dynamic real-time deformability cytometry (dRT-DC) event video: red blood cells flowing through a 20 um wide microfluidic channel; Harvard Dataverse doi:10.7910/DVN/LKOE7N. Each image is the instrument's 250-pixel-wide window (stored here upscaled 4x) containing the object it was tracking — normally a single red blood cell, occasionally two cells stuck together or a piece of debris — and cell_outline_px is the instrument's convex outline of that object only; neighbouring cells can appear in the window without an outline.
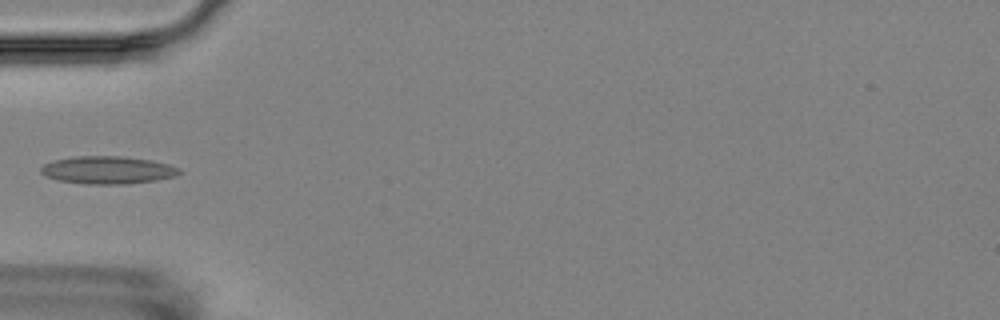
{"species": "Egyptian fruit bat (a non-hibernating species)", "species_latin": "Rousettus aegyptiacus", "temperature_condition": "room temperature", "stored_images_in_passage": 2, "camera_frame_rate_fps": 3000, "um_per_image_px": 0.085, "animal": {"sex": "female"}, "frame": {"image": 1, "passage_image": 2, "time_ms": 1.0, "image_size_px": [1000, 320], "cell_outline_px": [[184, 172], [176, 176], [156, 180], [128, 184], [88, 184], [56, 180], [40, 172], [40, 168], [44, 164], [52, 160], [76, 156], [120, 156], [152, 160], [168, 164], [180, 168]], "centroid_in_image_um": [9.18, 14.45], "position_along_channel_um": 75.8, "area_um2": 22.48}}